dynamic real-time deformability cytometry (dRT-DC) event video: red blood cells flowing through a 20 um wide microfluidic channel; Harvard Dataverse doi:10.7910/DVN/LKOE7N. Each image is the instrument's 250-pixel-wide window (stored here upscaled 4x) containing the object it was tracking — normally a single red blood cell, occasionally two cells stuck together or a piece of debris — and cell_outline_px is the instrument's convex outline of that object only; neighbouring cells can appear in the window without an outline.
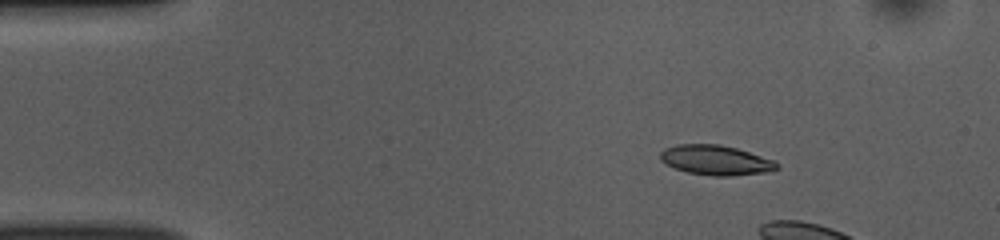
{"species": "common noctule bat (a hibernating species)", "species_latin": "Nyctalus noctula", "temperature_condition": "room temperature", "stored_images_in_passage": 6, "camera_frame_rate_fps": 3000, "um_per_image_px": 0.085, "animal": {"sex": "female", "body_mass_g": 10.0, "forearm_length_mm": 53.1}, "frame": {"image": 1, "passage_image": 1, "time_ms": 0.0, "image_size_px": [1000, 240], "cell_outline_px": [[780, 168], [768, 172], [732, 176], [712, 176], [688, 172], [672, 168], [664, 164], [660, 160], [660, 152], [664, 148], [676, 144], [720, 144], [736, 148], [772, 160], [780, 164]], "centroid_in_image_um": [60.8, 13.62], "position_along_channel_um": 24.2, "area_um2": 20.46}}